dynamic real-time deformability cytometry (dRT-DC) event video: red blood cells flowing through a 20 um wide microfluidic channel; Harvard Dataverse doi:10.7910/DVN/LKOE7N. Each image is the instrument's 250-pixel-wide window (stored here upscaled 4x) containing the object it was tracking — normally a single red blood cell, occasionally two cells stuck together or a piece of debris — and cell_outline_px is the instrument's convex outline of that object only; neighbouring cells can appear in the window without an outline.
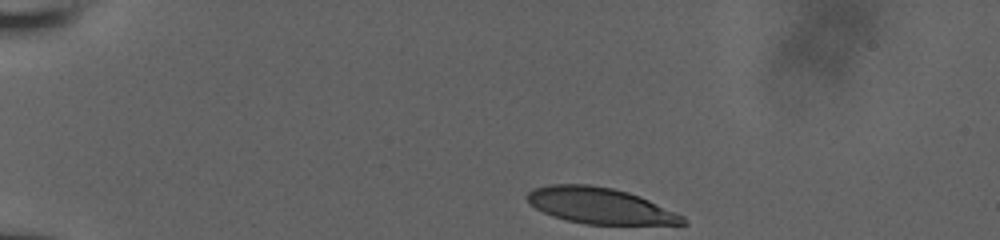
{"species": "human", "species_latin": "Homo sapiens", "temperature_condition": "room temperature", "stored_images_in_passage": 34, "camera_frame_rate_fps": 3000, "um_per_image_px": 0.085, "donor": {"sex": "male"}, "frame": {"image": 1, "passage_image": 1, "time_ms": 0.0, "image_size_px": [1000, 240], "cell_outline_px": [[688, 224], [584, 224], [552, 216], [528, 204], [524, 196], [532, 188], [548, 184], [588, 184], [612, 188], [628, 192], [640, 196], [684, 216], [688, 220]], "centroid_in_image_um": [50.95, 17.47], "position_along_channel_um": 34.0, "area_um2": 32.77}}
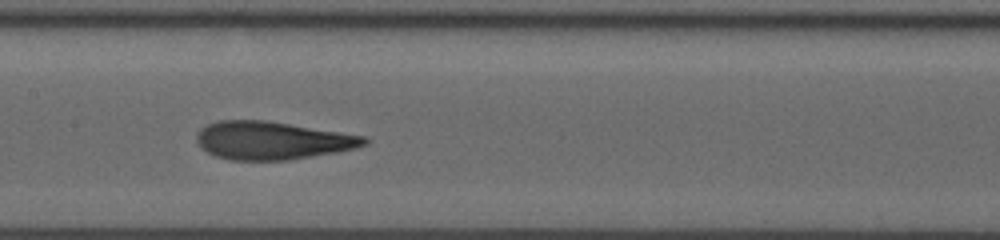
{"frame": {"image": 2, "passage_image": 19, "time_ms": 6.0, "image_size_px": [1000, 240], "cell_outline_px": [[368, 144], [336, 152], [288, 160], [232, 160], [216, 156], [200, 148], [196, 140], [196, 136], [200, 128], [208, 124], [220, 120], [268, 120], [364, 136], [368, 140]], "centroid_in_image_um": [23.09, 11.93], "position_along_channel_um": 184.3, "area_um2": 36.99}}
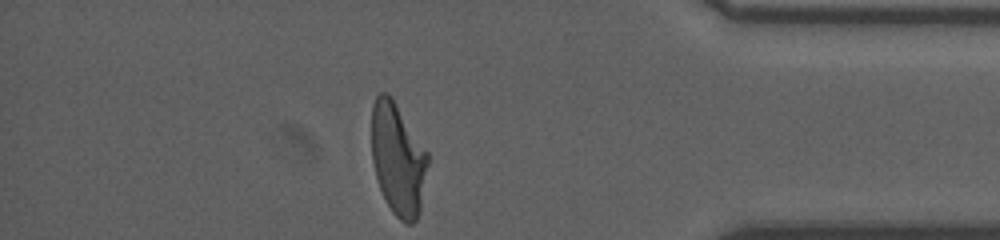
{"frame": {"image": 3, "passage_image": 34, "time_ms": 12.333, "image_size_px": [1000, 240], "cell_outline_px": [[428, 164], [420, 212], [416, 220], [412, 224], [408, 224], [400, 220], [392, 212], [380, 188], [376, 176], [372, 160], [372, 104], [376, 96], [380, 92], [388, 92], [392, 96], [428, 152]], "centroid_in_image_um": [33.83, 13.5], "position_along_channel_um": 401.4, "area_um2": 36.88}, "authors_computed_cell_mechanics": {"area_um2": 36.5296, "velocity_mm_per_s": 3.8345, "shape_relaxation_time_tau1_ms": 6.5264, "shape_relaxation_time_tau2_ms": 1.4316, "deformation_change_tau1": 0.2409, "deformation_change_tau2": 0.1115}}